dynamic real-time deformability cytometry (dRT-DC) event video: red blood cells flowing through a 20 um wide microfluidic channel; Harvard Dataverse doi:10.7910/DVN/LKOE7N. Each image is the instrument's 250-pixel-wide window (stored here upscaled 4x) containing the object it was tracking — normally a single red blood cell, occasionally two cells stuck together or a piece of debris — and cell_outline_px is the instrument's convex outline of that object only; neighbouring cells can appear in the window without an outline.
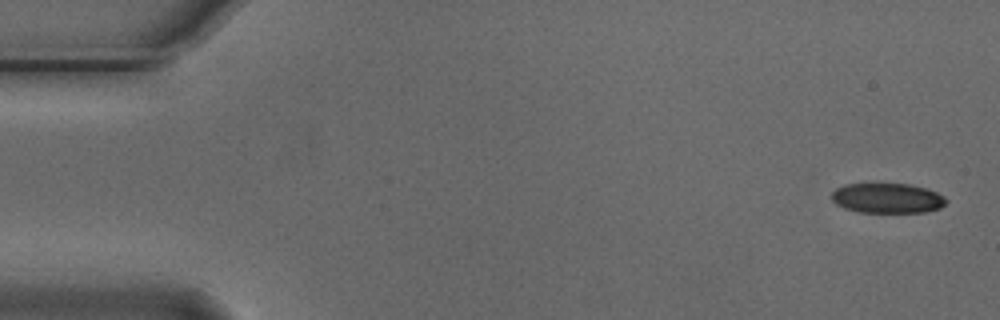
{"species": "Egyptian fruit bat (a non-hibernating species)", "species_latin": "Rousettus aegyptiacus", "temperature_condition": "cold", "stored_images_in_passage": 4, "camera_frame_rate_fps": 3000, "um_per_image_px": 0.085, "animal": {"sex": "male"}, "frame": {"image": 1, "passage_image": 1, "time_ms": 0.0, "image_size_px": [1000, 320], "cell_outline_px": [[948, 200], [940, 208], [924, 212], [860, 212], [844, 208], [836, 204], [832, 200], [832, 192], [836, 188], [844, 184], [872, 180], [908, 184], [928, 188], [944, 196]], "centroid_in_image_um": [75.38, 16.78], "position_along_channel_um": 9.6, "area_um2": 20.92}}